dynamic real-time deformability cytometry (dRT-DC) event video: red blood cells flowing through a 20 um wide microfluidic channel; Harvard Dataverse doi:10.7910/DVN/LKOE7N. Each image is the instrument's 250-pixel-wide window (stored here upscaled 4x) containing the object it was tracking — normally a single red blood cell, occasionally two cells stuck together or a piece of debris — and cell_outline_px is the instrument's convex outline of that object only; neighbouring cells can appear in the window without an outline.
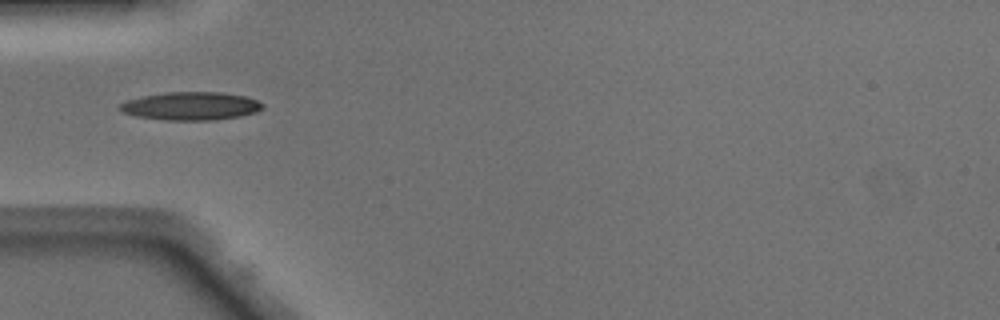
{"species": "Egyptian fruit bat (a non-hibernating species)", "species_latin": "Rousettus aegyptiacus", "temperature_condition": "warm", "stored_images_in_passage": 34, "camera_frame_rate_fps": 3000, "um_per_image_px": 0.085, "animal": {"sex": "male"}, "frame": {"image": 1, "passage_image": 1, "time_ms": 0.0, "image_size_px": [1000, 320], "cell_outline_px": [[264, 108], [256, 112], [240, 116], [216, 120], [164, 120], [136, 116], [124, 112], [116, 108], [120, 104], [128, 100], [144, 96], [164, 92], [220, 92], [244, 96], [256, 100], [264, 104]], "centroid_in_image_um": [16.23, 9.01], "position_along_channel_um": 68.8, "area_um2": 23.41}}
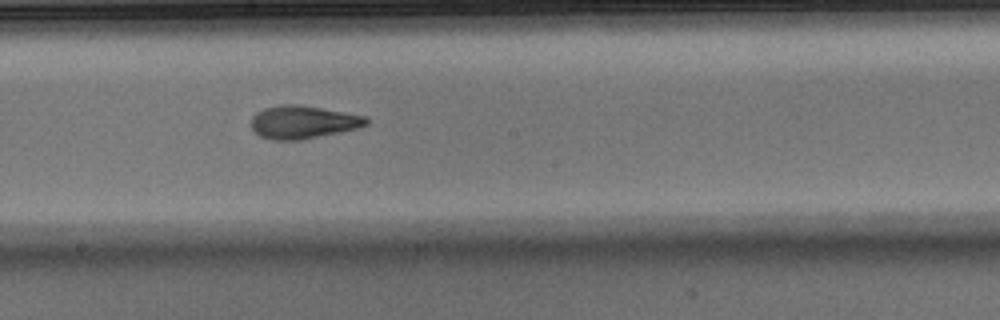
{"frame": {"image": 2, "passage_image": 12, "time_ms": 3.667, "image_size_px": [1000, 320], "cell_outline_px": [[368, 124], [360, 128], [300, 140], [272, 140], [260, 136], [252, 128], [252, 116], [256, 112], [264, 108], [280, 104], [300, 104], [368, 116]], "centroid_in_image_um": [25.78, 10.37], "position_along_channel_um": 222.4, "area_um2": 22.31}}
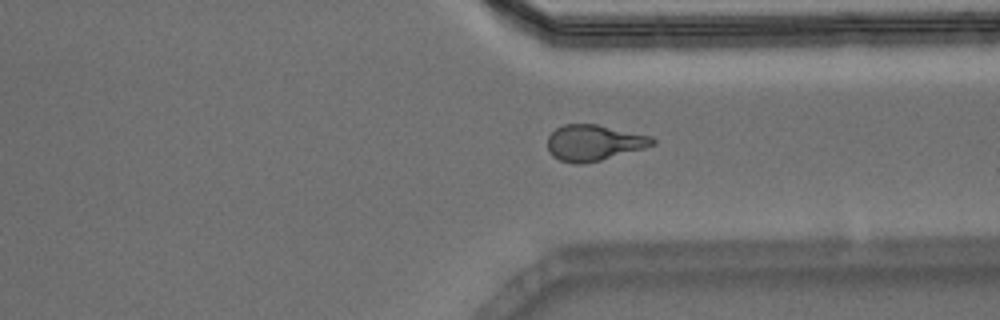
{"frame": {"image": 3, "passage_image": 22, "time_ms": 7.0, "image_size_px": [1000, 320], "cell_outline_px": [[656, 144], [644, 148], [600, 160], [580, 164], [572, 164], [560, 160], [552, 156], [548, 152], [548, 136], [556, 128], [564, 124], [596, 124], [652, 136], [656, 140]], "centroid_in_image_um": [50.47, 12.13], "position_along_channel_um": 360.9, "area_um2": 21.96}, "authors_computed_cell_mechanics": {"area_um2": 21.9351, "velocity_mm_per_s": 4.1549, "shape_relaxation_time_tau1_ms": 5.2629, "shape_relaxation_time_tau2_ms": 1.564, "deformation_change_tau1": 0.219, "deformation_change_tau2": 0.1011}}